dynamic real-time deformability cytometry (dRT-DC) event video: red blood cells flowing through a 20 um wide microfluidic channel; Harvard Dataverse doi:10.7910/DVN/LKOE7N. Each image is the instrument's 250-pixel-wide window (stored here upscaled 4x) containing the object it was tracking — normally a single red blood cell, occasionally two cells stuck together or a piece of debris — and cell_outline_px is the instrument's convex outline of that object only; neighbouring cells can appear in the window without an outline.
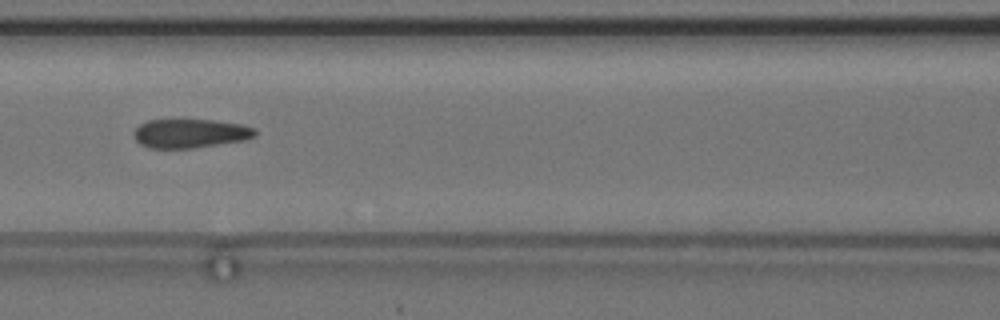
{"species": "common noctule bat (a hibernating species)", "species_latin": "Nyctalus noctula", "temperature_condition": "cold", "stored_images_in_passage": 56, "camera_frame_rate_fps": 3000, "um_per_image_px": 0.085, "animal": {"sex": "female", "body_mass_g": 24.6, "forearm_length_mm": 56.2}, "frame": {"image": 1, "passage_image": 25, "time_ms": 8.0, "image_size_px": [1000, 320], "cell_outline_px": [[256, 136], [244, 140], [192, 148], [148, 148], [140, 144], [136, 140], [132, 132], [140, 124], [148, 120], [212, 120], [240, 124], [256, 128]], "centroid_in_image_um": [16.15, 11.34], "position_along_channel_um": 150.4, "area_um2": 20.4}, "authors_computed_cell_mechanics": {"area_um2": 21.0681, "velocity_mm_per_s": 3.6954, "shape_relaxation_time_tau1_ms": null, "shape_relaxation_time_tau2_ms": 3.0504, "deformation_change_tau1": null, "deformation_change_tau2": 0.1105}}